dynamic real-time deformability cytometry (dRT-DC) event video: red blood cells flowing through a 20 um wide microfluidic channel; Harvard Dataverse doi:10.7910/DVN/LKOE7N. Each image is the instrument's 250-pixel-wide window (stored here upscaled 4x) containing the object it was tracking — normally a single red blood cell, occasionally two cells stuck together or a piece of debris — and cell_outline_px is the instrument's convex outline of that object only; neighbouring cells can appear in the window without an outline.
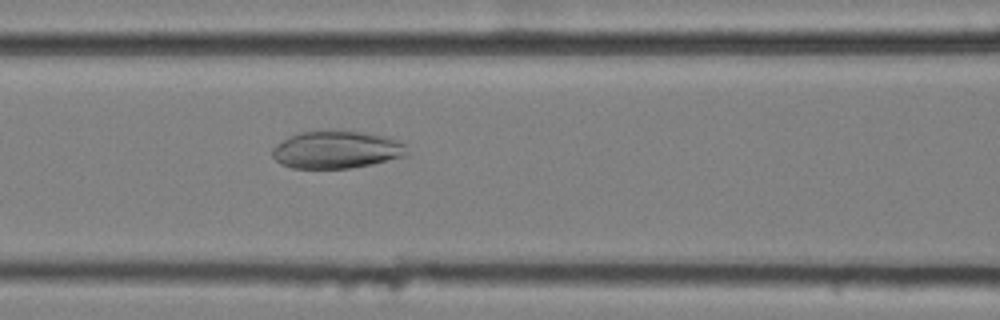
{"species": "common noctule bat (a hibernating species)", "species_latin": "Nyctalus noctula", "temperature_condition": "cold", "stored_images_in_passage": 58, "camera_frame_rate_fps": 3000, "um_per_image_px": 0.085, "animal": {"sex": "female", "body_mass_g": 25.1}, "frame": {"image": 1, "passage_image": 25, "time_ms": 8.0, "image_size_px": [1000, 320], "cell_outline_px": [[408, 156], [372, 164], [352, 168], [292, 168], [280, 164], [272, 156], [272, 148], [288, 136], [300, 132], [368, 132], [400, 140], [404, 144], [408, 152]], "centroid_in_image_um": [28.63, 12.74], "position_along_channel_um": 138.0, "area_um2": 29.36}}
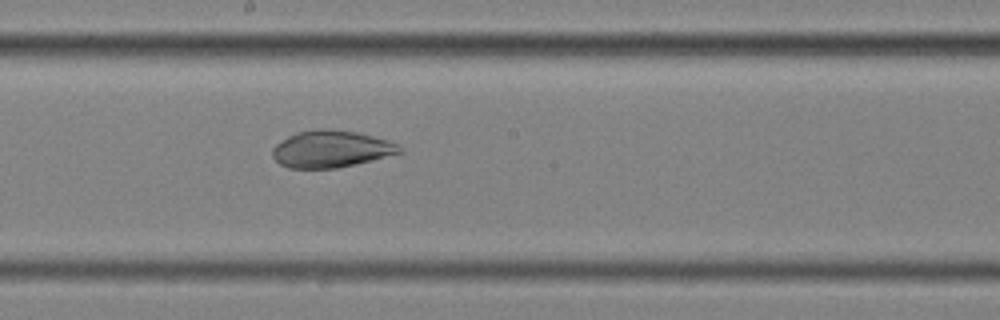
{"frame": {"image": 2, "passage_image": 32, "time_ms": 10.333, "image_size_px": [1000, 320], "cell_outline_px": [[404, 152], [356, 164], [336, 168], [288, 168], [280, 164], [272, 156], [272, 148], [276, 144], [288, 136], [296, 132], [316, 128], [332, 128], [356, 132], [388, 140], [400, 144], [404, 148]], "centroid_in_image_um": [28.16, 12.65], "position_along_channel_um": 220.0, "area_um2": 27.69}}
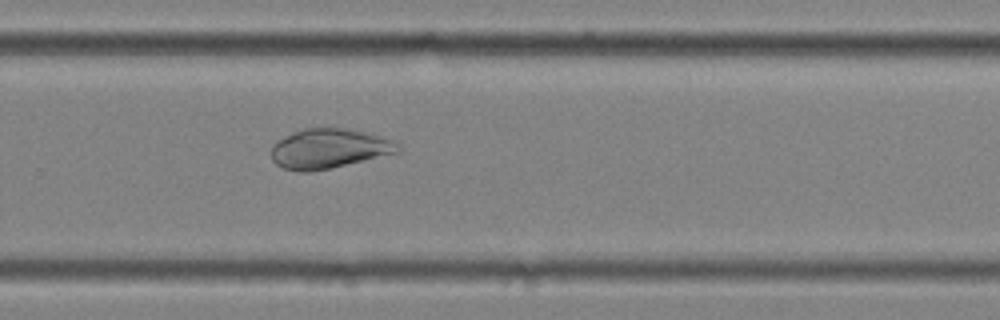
{"frame": {"image": 3, "passage_image": 39, "time_ms": 12.667, "image_size_px": [1000, 320], "cell_outline_px": [[400, 148], [396, 152], [332, 168], [312, 172], [300, 172], [284, 168], [276, 164], [272, 160], [272, 144], [292, 132], [304, 128], [348, 128], [396, 140], [400, 144]], "centroid_in_image_um": [27.94, 12.63], "position_along_channel_um": 301.9, "area_um2": 29.25}}